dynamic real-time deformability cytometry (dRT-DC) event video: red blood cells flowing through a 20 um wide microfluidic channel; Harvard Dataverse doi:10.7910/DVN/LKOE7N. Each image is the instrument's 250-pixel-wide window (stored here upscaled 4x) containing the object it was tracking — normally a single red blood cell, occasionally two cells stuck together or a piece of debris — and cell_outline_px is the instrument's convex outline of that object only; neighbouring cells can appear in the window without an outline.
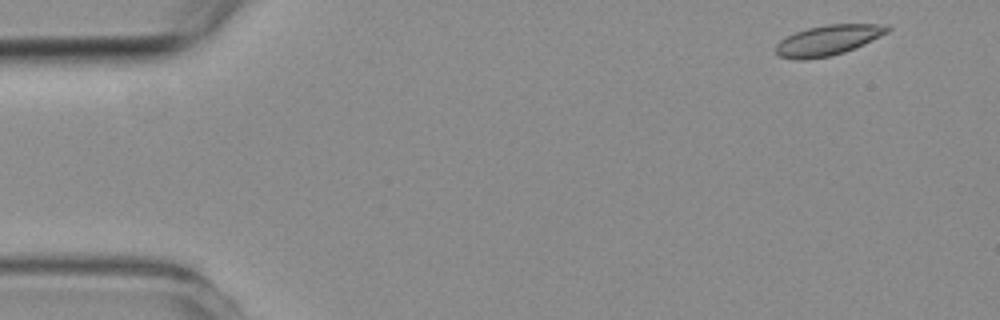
{"species": "common noctule bat (a hibernating species)", "species_latin": "Nyctalus noctula", "temperature_condition": "room temperature", "stored_images_in_passage": 2, "camera_frame_rate_fps": 3000, "um_per_image_px": 0.085, "animal": {"sex": "female", "body_mass_g": 19.3, "forearm_length_mm": 54.1}, "frame": {"image": 1, "passage_image": 1, "time_ms": 0.0, "image_size_px": [1000, 320], "cell_outline_px": [[892, 28], [888, 32], [864, 44], [844, 52], [832, 56], [804, 60], [796, 60], [780, 56], [776, 52], [776, 44], [780, 40], [796, 32], [808, 28], [828, 24], [880, 24]], "centroid_in_image_um": [70.37, 3.43], "position_along_channel_um": 14.6, "area_um2": 19.54}}